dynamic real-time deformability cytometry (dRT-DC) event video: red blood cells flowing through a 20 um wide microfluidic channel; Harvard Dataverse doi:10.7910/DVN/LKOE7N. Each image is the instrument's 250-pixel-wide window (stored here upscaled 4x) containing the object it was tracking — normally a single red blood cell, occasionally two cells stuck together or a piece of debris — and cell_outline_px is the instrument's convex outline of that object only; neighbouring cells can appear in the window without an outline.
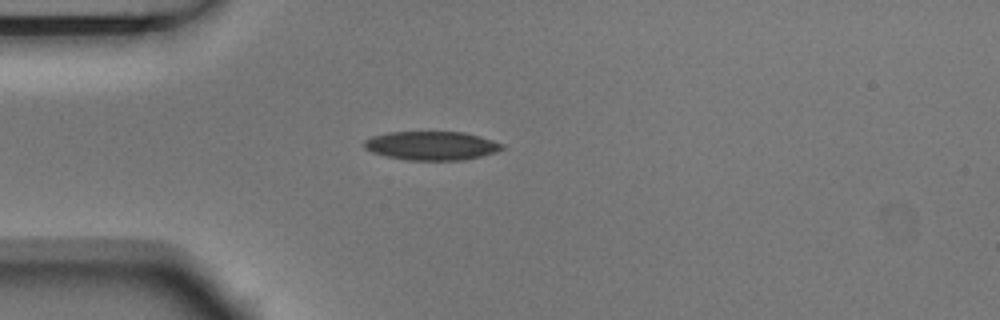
{"species": "Egyptian fruit bat (a non-hibernating species)", "species_latin": "Rousettus aegyptiacus", "temperature_condition": "room temperature", "stored_images_in_passage": 2, "camera_frame_rate_fps": 3000, "um_per_image_px": 0.085, "animal": {"sex": "male"}, "frame": {"image": 1, "passage_image": 1, "time_ms": 0.0, "image_size_px": [1000, 320], "cell_outline_px": [[504, 148], [480, 156], [460, 160], [408, 160], [388, 156], [372, 152], [364, 148], [364, 140], [372, 136], [388, 132], [464, 132], [480, 136], [504, 144]], "centroid_in_image_um": [36.65, 12.37], "position_along_channel_um": 48.3, "area_um2": 22.89}}